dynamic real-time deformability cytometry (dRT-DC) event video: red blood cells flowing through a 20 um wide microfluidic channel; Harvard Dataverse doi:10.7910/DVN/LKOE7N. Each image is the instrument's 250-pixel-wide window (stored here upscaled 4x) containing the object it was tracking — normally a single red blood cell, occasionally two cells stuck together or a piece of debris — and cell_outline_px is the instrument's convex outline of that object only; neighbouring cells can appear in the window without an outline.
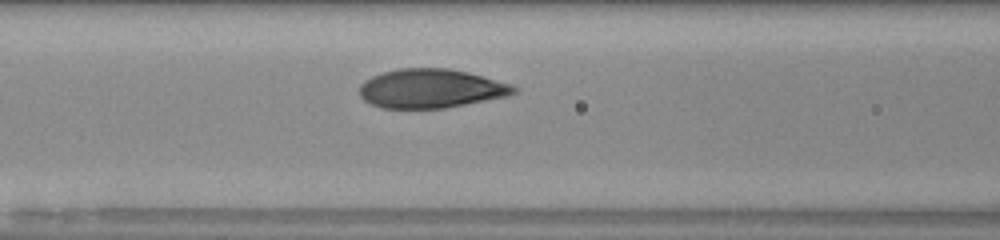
{"species": "human", "species_latin": "Homo sapiens", "temperature_condition": "room temperature", "stored_images_in_passage": 31, "camera_frame_rate_fps": 3000, "um_per_image_px": 0.085, "donor": {"sex": "male"}, "frame": {"image": 1, "passage_image": 10, "time_ms": 3.0, "image_size_px": [1000, 240], "cell_outline_px": [[520, 88], [516, 92], [508, 96], [444, 108], [380, 108], [364, 100], [360, 96], [360, 84], [364, 80], [372, 76], [396, 68], [448, 68], [468, 72], [484, 76]], "centroid_in_image_um": [36.61, 7.52], "position_along_channel_um": 130.0, "area_um2": 35.08}}